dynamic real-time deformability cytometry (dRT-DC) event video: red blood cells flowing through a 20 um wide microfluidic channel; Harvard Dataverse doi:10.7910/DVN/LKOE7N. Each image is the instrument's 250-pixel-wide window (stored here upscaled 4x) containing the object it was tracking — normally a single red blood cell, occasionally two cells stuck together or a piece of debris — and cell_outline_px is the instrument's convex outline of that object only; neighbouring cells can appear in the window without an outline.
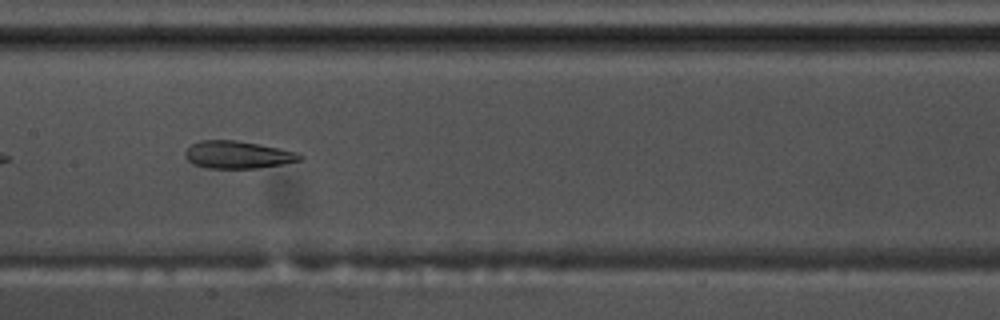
{"species": "common noctule bat (a hibernating species)", "species_latin": "Nyctalus noctula", "temperature_condition": "warm", "stored_images_in_passage": 39, "camera_frame_rate_fps": 3000, "um_per_image_px": 0.085, "animal": {"sex": "male", "body_mass_g": 17.5, "forearm_length_mm": 52.3}, "frame": {"image": 1, "passage_image": 12, "time_ms": 3.667, "image_size_px": [1000, 320], "cell_outline_px": [[304, 156], [300, 160], [280, 164], [256, 168], [208, 168], [192, 164], [184, 156], [184, 152], [192, 144], [200, 140], [236, 140], [260, 144], [300, 152]], "centroid_in_image_um": [20.21, 13.14], "position_along_channel_um": 187.2, "area_um2": 18.44}}
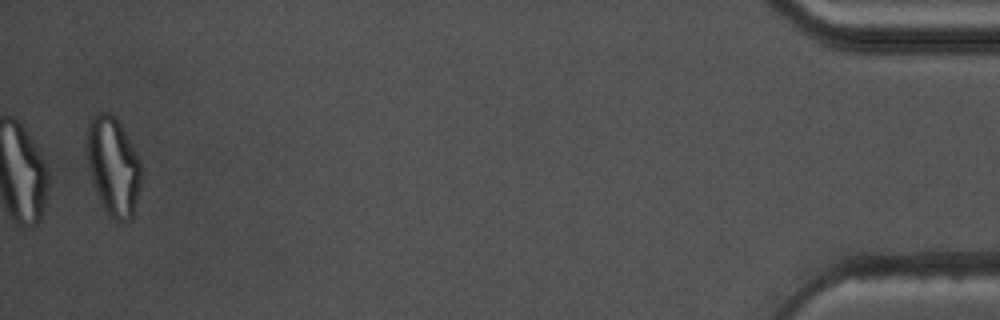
{"frame": {"image": 2, "passage_image": 39, "time_ms": 12.667, "image_size_px": [1000, 320], "cell_outline_px": [[140, 188], [132, 216], [128, 220], [116, 220], [108, 216], [96, 192], [88, 164], [84, 144], [88, 124], [92, 116], [100, 112], [108, 112], [120, 124], [136, 152], [140, 160]], "centroid_in_image_um": [9.59, 14.1], "position_along_channel_um": 425.6, "area_um2": 30.98}, "authors_computed_cell_mechanics": {"area_um2": 20.1722, "velocity_mm_per_s": 3.6159, "shape_relaxation_time_tau1_ms": null, "shape_relaxation_time_tau2_ms": 2.4433, "deformation_change_tau1": null, "deformation_change_tau2": 0.1123}}